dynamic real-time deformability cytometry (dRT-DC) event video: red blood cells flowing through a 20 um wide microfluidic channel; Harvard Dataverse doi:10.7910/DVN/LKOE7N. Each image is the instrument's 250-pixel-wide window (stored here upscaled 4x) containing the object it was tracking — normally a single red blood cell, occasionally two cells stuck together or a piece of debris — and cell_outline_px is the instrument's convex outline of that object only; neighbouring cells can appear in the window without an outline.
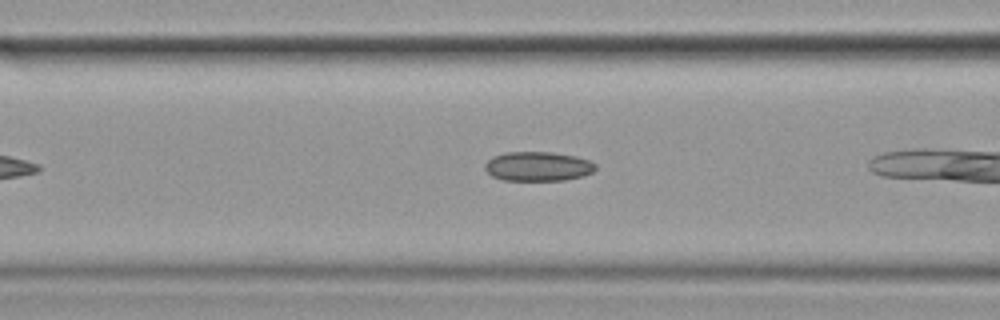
{"species": "common noctule bat (a hibernating species)", "species_latin": "Nyctalus noctula", "temperature_condition": "cold", "stored_images_in_passage": 10, "segment_of_instrument_passage": [2, 2], "camera_frame_rate_fps": 3000, "um_per_image_px": 0.085, "animal": {"sex": "female", "body_mass_g": 19.9}, "frame": {"image": 1, "passage_image": 5, "time_ms": 1.333, "image_size_px": [1000, 320], "cell_outline_px": [[596, 168], [592, 172], [584, 176], [564, 180], [504, 180], [492, 176], [484, 168], [484, 164], [492, 156], [504, 152], [552, 152], [576, 156], [588, 160], [596, 164]], "centroid_in_image_um": [45.72, 14.13], "position_along_channel_um": 120.9, "area_um2": 19.02}}